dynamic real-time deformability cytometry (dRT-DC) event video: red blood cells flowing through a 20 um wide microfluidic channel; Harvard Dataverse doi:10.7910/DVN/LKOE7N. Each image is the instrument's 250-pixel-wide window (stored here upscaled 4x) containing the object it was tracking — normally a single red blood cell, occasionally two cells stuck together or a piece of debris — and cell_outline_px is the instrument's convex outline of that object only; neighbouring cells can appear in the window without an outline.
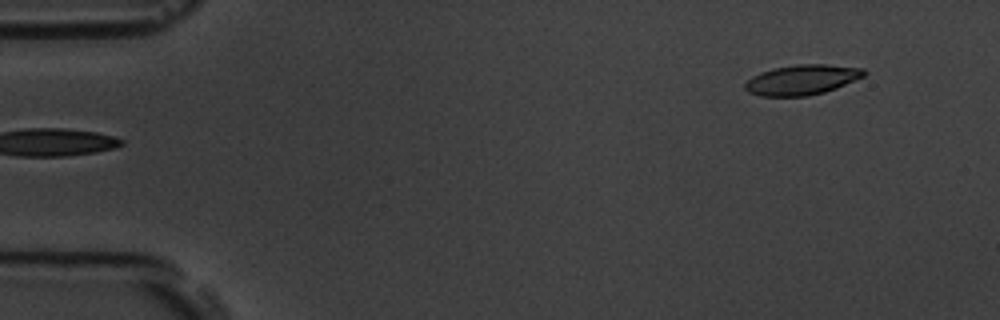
{"species": "common noctule bat (a hibernating species)", "species_latin": "Nyctalus noctula", "temperature_condition": "room temperature", "stored_images_in_passage": 6, "segment_of_instrument_passage": [2, 2], "camera_frame_rate_fps": 3000, "um_per_image_px": 0.085, "animal": {"sex": "male", "body_mass_g": 19.5, "forearm_length_mm": 54.6}, "frame": {"image": 1, "passage_image": 6, "time_ms": 5.667, "image_size_px": [1000, 320], "cell_outline_px": [[868, 72], [864, 76], [836, 88], [824, 92], [808, 96], [760, 96], [748, 92], [744, 88], [744, 84], [752, 76], [760, 72], [772, 68], [796, 64], [824, 64], [864, 68]], "centroid_in_image_um": [68.16, 6.77], "position_along_channel_um": 16.8, "area_um2": 20.98}}